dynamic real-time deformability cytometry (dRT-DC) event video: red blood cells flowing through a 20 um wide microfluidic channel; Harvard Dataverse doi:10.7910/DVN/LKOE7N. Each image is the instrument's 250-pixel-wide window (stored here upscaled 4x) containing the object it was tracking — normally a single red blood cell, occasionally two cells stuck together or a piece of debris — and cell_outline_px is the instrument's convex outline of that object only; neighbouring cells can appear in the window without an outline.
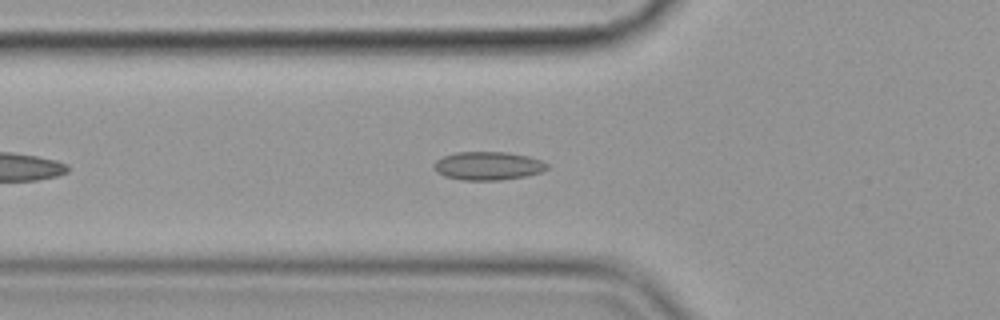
{"species": "common noctule bat (a hibernating species)", "species_latin": "Nyctalus noctula", "temperature_condition": "cold", "stored_images_in_passage": 46, "camera_frame_rate_fps": 3000, "um_per_image_px": 0.085, "animal": {"sex": "female", "body_mass_g": 19.9}, "frame": {"image": 1, "passage_image": 9, "time_ms": 2.667, "image_size_px": [1000, 320], "cell_outline_px": [[548, 168], [540, 172], [524, 176], [500, 180], [464, 180], [444, 176], [436, 168], [436, 160], [444, 156], [456, 152], [508, 152], [528, 156], [540, 160], [548, 164]], "centroid_in_image_um": [41.52, 14.09], "position_along_channel_um": 84.3, "area_um2": 18.38}}
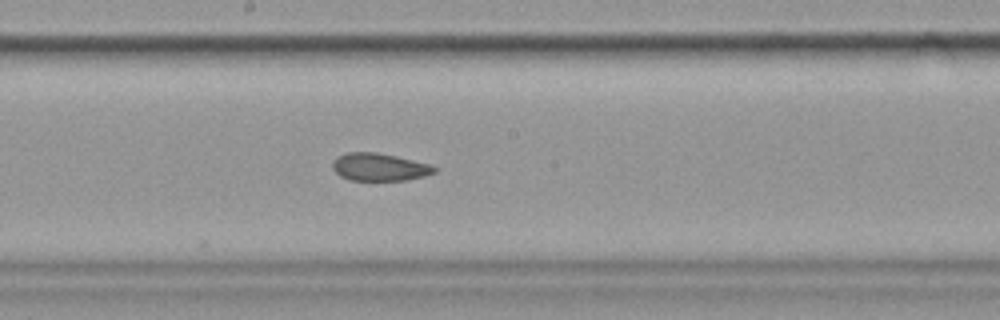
{"frame": {"image": 2, "passage_image": 20, "time_ms": 6.333, "image_size_px": [1000, 320], "cell_outline_px": [[436, 172], [424, 176], [408, 180], [348, 180], [340, 176], [332, 168], [332, 160], [336, 156], [348, 152], [376, 152], [396, 156], [428, 164], [436, 168]], "centroid_in_image_um": [32.2, 14.2], "position_along_channel_um": 216.0, "area_um2": 16.42}}
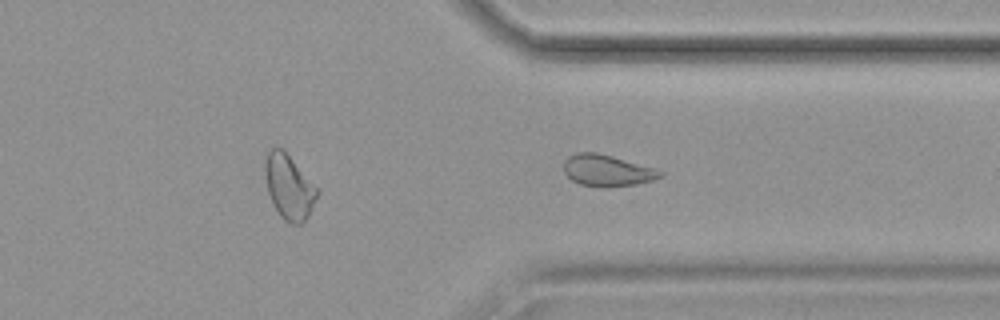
{"frame": {"image": 3, "passage_image": 32, "time_ms": 10.333, "image_size_px": [1000, 320], "cell_outline_px": [[664, 176], [652, 180], [636, 184], [604, 188], [600, 188], [580, 184], [572, 180], [564, 172], [564, 160], [568, 156], [576, 152], [596, 152], [612, 156], [652, 168], [664, 172]], "centroid_in_image_um": [51.57, 14.5], "position_along_channel_um": 359.8, "area_um2": 17.69}}